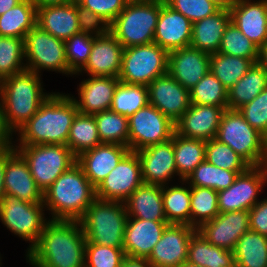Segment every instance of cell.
I'll return each instance as SVG.
<instances>
[{"label": "cell", "mask_w": 267, "mask_h": 267, "mask_svg": "<svg viewBox=\"0 0 267 267\" xmlns=\"http://www.w3.org/2000/svg\"><path fill=\"white\" fill-rule=\"evenodd\" d=\"M237 110L254 129L267 139V87L251 102Z\"/></svg>", "instance_id": "cell-49"}, {"label": "cell", "mask_w": 267, "mask_h": 267, "mask_svg": "<svg viewBox=\"0 0 267 267\" xmlns=\"http://www.w3.org/2000/svg\"><path fill=\"white\" fill-rule=\"evenodd\" d=\"M163 0L129 1L109 25L124 48L153 42Z\"/></svg>", "instance_id": "cell-6"}, {"label": "cell", "mask_w": 267, "mask_h": 267, "mask_svg": "<svg viewBox=\"0 0 267 267\" xmlns=\"http://www.w3.org/2000/svg\"><path fill=\"white\" fill-rule=\"evenodd\" d=\"M129 151L127 146L102 143L78 156L77 163L96 188Z\"/></svg>", "instance_id": "cell-27"}, {"label": "cell", "mask_w": 267, "mask_h": 267, "mask_svg": "<svg viewBox=\"0 0 267 267\" xmlns=\"http://www.w3.org/2000/svg\"><path fill=\"white\" fill-rule=\"evenodd\" d=\"M128 217L142 220L167 221L164 213L162 186H139L124 202Z\"/></svg>", "instance_id": "cell-29"}, {"label": "cell", "mask_w": 267, "mask_h": 267, "mask_svg": "<svg viewBox=\"0 0 267 267\" xmlns=\"http://www.w3.org/2000/svg\"><path fill=\"white\" fill-rule=\"evenodd\" d=\"M196 228L169 224L147 258L152 267H181L188 258V245Z\"/></svg>", "instance_id": "cell-15"}, {"label": "cell", "mask_w": 267, "mask_h": 267, "mask_svg": "<svg viewBox=\"0 0 267 267\" xmlns=\"http://www.w3.org/2000/svg\"><path fill=\"white\" fill-rule=\"evenodd\" d=\"M168 225L167 221L128 217L123 240L125 255L148 258Z\"/></svg>", "instance_id": "cell-26"}, {"label": "cell", "mask_w": 267, "mask_h": 267, "mask_svg": "<svg viewBox=\"0 0 267 267\" xmlns=\"http://www.w3.org/2000/svg\"><path fill=\"white\" fill-rule=\"evenodd\" d=\"M78 26L81 33L91 36H101L109 31V24L99 15L81 6L76 1Z\"/></svg>", "instance_id": "cell-51"}, {"label": "cell", "mask_w": 267, "mask_h": 267, "mask_svg": "<svg viewBox=\"0 0 267 267\" xmlns=\"http://www.w3.org/2000/svg\"><path fill=\"white\" fill-rule=\"evenodd\" d=\"M31 1L36 5V8H38L48 5H64L74 0H31Z\"/></svg>", "instance_id": "cell-57"}, {"label": "cell", "mask_w": 267, "mask_h": 267, "mask_svg": "<svg viewBox=\"0 0 267 267\" xmlns=\"http://www.w3.org/2000/svg\"><path fill=\"white\" fill-rule=\"evenodd\" d=\"M145 184L168 185L178 176L173 150V136L170 140L153 144L136 151Z\"/></svg>", "instance_id": "cell-16"}, {"label": "cell", "mask_w": 267, "mask_h": 267, "mask_svg": "<svg viewBox=\"0 0 267 267\" xmlns=\"http://www.w3.org/2000/svg\"><path fill=\"white\" fill-rule=\"evenodd\" d=\"M149 103L146 85L125 84L119 82L110 109L129 118Z\"/></svg>", "instance_id": "cell-41"}, {"label": "cell", "mask_w": 267, "mask_h": 267, "mask_svg": "<svg viewBox=\"0 0 267 267\" xmlns=\"http://www.w3.org/2000/svg\"><path fill=\"white\" fill-rule=\"evenodd\" d=\"M190 103L228 107V89L209 71L189 90Z\"/></svg>", "instance_id": "cell-43"}, {"label": "cell", "mask_w": 267, "mask_h": 267, "mask_svg": "<svg viewBox=\"0 0 267 267\" xmlns=\"http://www.w3.org/2000/svg\"><path fill=\"white\" fill-rule=\"evenodd\" d=\"M45 210L44 203H30L6 194L0 202V222L21 240L29 242L28 252L50 220L44 216Z\"/></svg>", "instance_id": "cell-10"}, {"label": "cell", "mask_w": 267, "mask_h": 267, "mask_svg": "<svg viewBox=\"0 0 267 267\" xmlns=\"http://www.w3.org/2000/svg\"><path fill=\"white\" fill-rule=\"evenodd\" d=\"M119 82V78L104 76H89L82 79L77 86L78 97L71 96L78 112L94 115L109 110Z\"/></svg>", "instance_id": "cell-24"}, {"label": "cell", "mask_w": 267, "mask_h": 267, "mask_svg": "<svg viewBox=\"0 0 267 267\" xmlns=\"http://www.w3.org/2000/svg\"><path fill=\"white\" fill-rule=\"evenodd\" d=\"M205 160L216 167L235 171L238 174L245 172L250 167L230 146L215 138L206 141Z\"/></svg>", "instance_id": "cell-46"}, {"label": "cell", "mask_w": 267, "mask_h": 267, "mask_svg": "<svg viewBox=\"0 0 267 267\" xmlns=\"http://www.w3.org/2000/svg\"><path fill=\"white\" fill-rule=\"evenodd\" d=\"M237 176V172L216 167L205 160L194 169L185 181L190 186L212 188L218 192L229 188Z\"/></svg>", "instance_id": "cell-42"}, {"label": "cell", "mask_w": 267, "mask_h": 267, "mask_svg": "<svg viewBox=\"0 0 267 267\" xmlns=\"http://www.w3.org/2000/svg\"><path fill=\"white\" fill-rule=\"evenodd\" d=\"M22 0H0V15H3L9 9H12Z\"/></svg>", "instance_id": "cell-58"}, {"label": "cell", "mask_w": 267, "mask_h": 267, "mask_svg": "<svg viewBox=\"0 0 267 267\" xmlns=\"http://www.w3.org/2000/svg\"><path fill=\"white\" fill-rule=\"evenodd\" d=\"M5 169H6V149L0 151V202L6 195L4 187Z\"/></svg>", "instance_id": "cell-56"}, {"label": "cell", "mask_w": 267, "mask_h": 267, "mask_svg": "<svg viewBox=\"0 0 267 267\" xmlns=\"http://www.w3.org/2000/svg\"><path fill=\"white\" fill-rule=\"evenodd\" d=\"M86 239L79 221L49 220L28 251L32 267H85Z\"/></svg>", "instance_id": "cell-1"}, {"label": "cell", "mask_w": 267, "mask_h": 267, "mask_svg": "<svg viewBox=\"0 0 267 267\" xmlns=\"http://www.w3.org/2000/svg\"><path fill=\"white\" fill-rule=\"evenodd\" d=\"M218 53L258 61L259 48L247 38L231 21L223 34Z\"/></svg>", "instance_id": "cell-45"}, {"label": "cell", "mask_w": 267, "mask_h": 267, "mask_svg": "<svg viewBox=\"0 0 267 267\" xmlns=\"http://www.w3.org/2000/svg\"><path fill=\"white\" fill-rule=\"evenodd\" d=\"M267 87V71L258 63L248 69L228 90V109L237 110L251 102Z\"/></svg>", "instance_id": "cell-32"}, {"label": "cell", "mask_w": 267, "mask_h": 267, "mask_svg": "<svg viewBox=\"0 0 267 267\" xmlns=\"http://www.w3.org/2000/svg\"><path fill=\"white\" fill-rule=\"evenodd\" d=\"M250 230L267 236V198L259 200L249 210Z\"/></svg>", "instance_id": "cell-53"}, {"label": "cell", "mask_w": 267, "mask_h": 267, "mask_svg": "<svg viewBox=\"0 0 267 267\" xmlns=\"http://www.w3.org/2000/svg\"><path fill=\"white\" fill-rule=\"evenodd\" d=\"M101 143L129 147L128 118L111 109L94 114Z\"/></svg>", "instance_id": "cell-39"}, {"label": "cell", "mask_w": 267, "mask_h": 267, "mask_svg": "<svg viewBox=\"0 0 267 267\" xmlns=\"http://www.w3.org/2000/svg\"><path fill=\"white\" fill-rule=\"evenodd\" d=\"M121 267H152L147 258L125 255Z\"/></svg>", "instance_id": "cell-55"}, {"label": "cell", "mask_w": 267, "mask_h": 267, "mask_svg": "<svg viewBox=\"0 0 267 267\" xmlns=\"http://www.w3.org/2000/svg\"><path fill=\"white\" fill-rule=\"evenodd\" d=\"M149 103L175 123L190 107L189 90L169 73L156 78L148 86Z\"/></svg>", "instance_id": "cell-18"}, {"label": "cell", "mask_w": 267, "mask_h": 267, "mask_svg": "<svg viewBox=\"0 0 267 267\" xmlns=\"http://www.w3.org/2000/svg\"><path fill=\"white\" fill-rule=\"evenodd\" d=\"M231 21L258 48L267 42V0H237Z\"/></svg>", "instance_id": "cell-25"}, {"label": "cell", "mask_w": 267, "mask_h": 267, "mask_svg": "<svg viewBox=\"0 0 267 267\" xmlns=\"http://www.w3.org/2000/svg\"><path fill=\"white\" fill-rule=\"evenodd\" d=\"M13 136V133L5 125L3 118V109L0 102V151L16 143L14 142Z\"/></svg>", "instance_id": "cell-54"}, {"label": "cell", "mask_w": 267, "mask_h": 267, "mask_svg": "<svg viewBox=\"0 0 267 267\" xmlns=\"http://www.w3.org/2000/svg\"><path fill=\"white\" fill-rule=\"evenodd\" d=\"M264 167H265L266 172H267V158H266V160H265Z\"/></svg>", "instance_id": "cell-62"}, {"label": "cell", "mask_w": 267, "mask_h": 267, "mask_svg": "<svg viewBox=\"0 0 267 267\" xmlns=\"http://www.w3.org/2000/svg\"><path fill=\"white\" fill-rule=\"evenodd\" d=\"M226 109L228 107L190 104L189 109L175 122V133L204 141L214 139Z\"/></svg>", "instance_id": "cell-21"}, {"label": "cell", "mask_w": 267, "mask_h": 267, "mask_svg": "<svg viewBox=\"0 0 267 267\" xmlns=\"http://www.w3.org/2000/svg\"><path fill=\"white\" fill-rule=\"evenodd\" d=\"M219 9L230 10L237 0H209Z\"/></svg>", "instance_id": "cell-60"}, {"label": "cell", "mask_w": 267, "mask_h": 267, "mask_svg": "<svg viewBox=\"0 0 267 267\" xmlns=\"http://www.w3.org/2000/svg\"><path fill=\"white\" fill-rule=\"evenodd\" d=\"M265 184L267 185V172L264 165L250 166L245 172L238 174L229 188L217 192L219 212L249 211L259 201Z\"/></svg>", "instance_id": "cell-13"}, {"label": "cell", "mask_w": 267, "mask_h": 267, "mask_svg": "<svg viewBox=\"0 0 267 267\" xmlns=\"http://www.w3.org/2000/svg\"><path fill=\"white\" fill-rule=\"evenodd\" d=\"M81 6L99 15L109 25L120 14L129 0H76Z\"/></svg>", "instance_id": "cell-52"}, {"label": "cell", "mask_w": 267, "mask_h": 267, "mask_svg": "<svg viewBox=\"0 0 267 267\" xmlns=\"http://www.w3.org/2000/svg\"><path fill=\"white\" fill-rule=\"evenodd\" d=\"M257 62L267 71V42L259 48Z\"/></svg>", "instance_id": "cell-59"}, {"label": "cell", "mask_w": 267, "mask_h": 267, "mask_svg": "<svg viewBox=\"0 0 267 267\" xmlns=\"http://www.w3.org/2000/svg\"><path fill=\"white\" fill-rule=\"evenodd\" d=\"M190 226L198 229L203 223L213 220L220 212L218 193L212 188L190 186Z\"/></svg>", "instance_id": "cell-40"}, {"label": "cell", "mask_w": 267, "mask_h": 267, "mask_svg": "<svg viewBox=\"0 0 267 267\" xmlns=\"http://www.w3.org/2000/svg\"><path fill=\"white\" fill-rule=\"evenodd\" d=\"M2 257H1V255H0V267L2 266V259H1Z\"/></svg>", "instance_id": "cell-64"}, {"label": "cell", "mask_w": 267, "mask_h": 267, "mask_svg": "<svg viewBox=\"0 0 267 267\" xmlns=\"http://www.w3.org/2000/svg\"><path fill=\"white\" fill-rule=\"evenodd\" d=\"M72 94L52 92L38 111L14 134V145L61 144L67 145L69 130L78 109Z\"/></svg>", "instance_id": "cell-2"}, {"label": "cell", "mask_w": 267, "mask_h": 267, "mask_svg": "<svg viewBox=\"0 0 267 267\" xmlns=\"http://www.w3.org/2000/svg\"><path fill=\"white\" fill-rule=\"evenodd\" d=\"M181 267H201V266H196V265L190 264L188 262H185Z\"/></svg>", "instance_id": "cell-61"}, {"label": "cell", "mask_w": 267, "mask_h": 267, "mask_svg": "<svg viewBox=\"0 0 267 267\" xmlns=\"http://www.w3.org/2000/svg\"><path fill=\"white\" fill-rule=\"evenodd\" d=\"M26 160L36 185L44 193L53 182L77 162L67 145H14Z\"/></svg>", "instance_id": "cell-8"}, {"label": "cell", "mask_w": 267, "mask_h": 267, "mask_svg": "<svg viewBox=\"0 0 267 267\" xmlns=\"http://www.w3.org/2000/svg\"><path fill=\"white\" fill-rule=\"evenodd\" d=\"M25 69L24 39L0 36V81Z\"/></svg>", "instance_id": "cell-44"}, {"label": "cell", "mask_w": 267, "mask_h": 267, "mask_svg": "<svg viewBox=\"0 0 267 267\" xmlns=\"http://www.w3.org/2000/svg\"><path fill=\"white\" fill-rule=\"evenodd\" d=\"M250 230L249 211L219 213L197 231L212 245L233 251L239 238Z\"/></svg>", "instance_id": "cell-17"}, {"label": "cell", "mask_w": 267, "mask_h": 267, "mask_svg": "<svg viewBox=\"0 0 267 267\" xmlns=\"http://www.w3.org/2000/svg\"><path fill=\"white\" fill-rule=\"evenodd\" d=\"M233 252L236 267H267V236L248 230Z\"/></svg>", "instance_id": "cell-36"}, {"label": "cell", "mask_w": 267, "mask_h": 267, "mask_svg": "<svg viewBox=\"0 0 267 267\" xmlns=\"http://www.w3.org/2000/svg\"><path fill=\"white\" fill-rule=\"evenodd\" d=\"M168 73V52L154 42L124 48L120 82L148 86Z\"/></svg>", "instance_id": "cell-9"}, {"label": "cell", "mask_w": 267, "mask_h": 267, "mask_svg": "<svg viewBox=\"0 0 267 267\" xmlns=\"http://www.w3.org/2000/svg\"><path fill=\"white\" fill-rule=\"evenodd\" d=\"M210 55L188 46L168 53V73L185 89H192L210 69Z\"/></svg>", "instance_id": "cell-22"}, {"label": "cell", "mask_w": 267, "mask_h": 267, "mask_svg": "<svg viewBox=\"0 0 267 267\" xmlns=\"http://www.w3.org/2000/svg\"><path fill=\"white\" fill-rule=\"evenodd\" d=\"M142 184L140 159L135 151H129L95 188V195L104 201L124 203Z\"/></svg>", "instance_id": "cell-14"}, {"label": "cell", "mask_w": 267, "mask_h": 267, "mask_svg": "<svg viewBox=\"0 0 267 267\" xmlns=\"http://www.w3.org/2000/svg\"><path fill=\"white\" fill-rule=\"evenodd\" d=\"M173 150L178 180H186L194 169L205 161L206 141L173 134Z\"/></svg>", "instance_id": "cell-34"}, {"label": "cell", "mask_w": 267, "mask_h": 267, "mask_svg": "<svg viewBox=\"0 0 267 267\" xmlns=\"http://www.w3.org/2000/svg\"><path fill=\"white\" fill-rule=\"evenodd\" d=\"M127 219L125 203L96 198L79 222L86 241L123 248Z\"/></svg>", "instance_id": "cell-5"}, {"label": "cell", "mask_w": 267, "mask_h": 267, "mask_svg": "<svg viewBox=\"0 0 267 267\" xmlns=\"http://www.w3.org/2000/svg\"><path fill=\"white\" fill-rule=\"evenodd\" d=\"M252 65L250 59L217 52L210 55L209 71L229 90Z\"/></svg>", "instance_id": "cell-38"}, {"label": "cell", "mask_w": 267, "mask_h": 267, "mask_svg": "<svg viewBox=\"0 0 267 267\" xmlns=\"http://www.w3.org/2000/svg\"><path fill=\"white\" fill-rule=\"evenodd\" d=\"M26 69L42 75V70L74 75L68 67L64 40L58 39L39 26L31 29L24 39Z\"/></svg>", "instance_id": "cell-11"}, {"label": "cell", "mask_w": 267, "mask_h": 267, "mask_svg": "<svg viewBox=\"0 0 267 267\" xmlns=\"http://www.w3.org/2000/svg\"><path fill=\"white\" fill-rule=\"evenodd\" d=\"M102 144L99 139L97 125L94 115L77 112L69 130L67 146L77 158L85 151H88Z\"/></svg>", "instance_id": "cell-37"}, {"label": "cell", "mask_w": 267, "mask_h": 267, "mask_svg": "<svg viewBox=\"0 0 267 267\" xmlns=\"http://www.w3.org/2000/svg\"><path fill=\"white\" fill-rule=\"evenodd\" d=\"M187 262L201 267H236L233 251L212 245L198 231L190 239Z\"/></svg>", "instance_id": "cell-31"}, {"label": "cell", "mask_w": 267, "mask_h": 267, "mask_svg": "<svg viewBox=\"0 0 267 267\" xmlns=\"http://www.w3.org/2000/svg\"><path fill=\"white\" fill-rule=\"evenodd\" d=\"M231 22L230 10L216 13L192 24L191 47L209 54L217 53L227 25Z\"/></svg>", "instance_id": "cell-30"}, {"label": "cell", "mask_w": 267, "mask_h": 267, "mask_svg": "<svg viewBox=\"0 0 267 267\" xmlns=\"http://www.w3.org/2000/svg\"><path fill=\"white\" fill-rule=\"evenodd\" d=\"M95 199V187L77 162L43 193L51 220L79 221Z\"/></svg>", "instance_id": "cell-3"}, {"label": "cell", "mask_w": 267, "mask_h": 267, "mask_svg": "<svg viewBox=\"0 0 267 267\" xmlns=\"http://www.w3.org/2000/svg\"><path fill=\"white\" fill-rule=\"evenodd\" d=\"M41 76L23 70L0 81V102L6 127L14 133L38 111L52 93L44 92Z\"/></svg>", "instance_id": "cell-4"}, {"label": "cell", "mask_w": 267, "mask_h": 267, "mask_svg": "<svg viewBox=\"0 0 267 267\" xmlns=\"http://www.w3.org/2000/svg\"><path fill=\"white\" fill-rule=\"evenodd\" d=\"M180 183L162 186L164 213L169 224L190 225V185L185 180Z\"/></svg>", "instance_id": "cell-35"}, {"label": "cell", "mask_w": 267, "mask_h": 267, "mask_svg": "<svg viewBox=\"0 0 267 267\" xmlns=\"http://www.w3.org/2000/svg\"><path fill=\"white\" fill-rule=\"evenodd\" d=\"M37 8L31 0H22L12 9L0 15V36L25 39L36 26Z\"/></svg>", "instance_id": "cell-33"}, {"label": "cell", "mask_w": 267, "mask_h": 267, "mask_svg": "<svg viewBox=\"0 0 267 267\" xmlns=\"http://www.w3.org/2000/svg\"><path fill=\"white\" fill-rule=\"evenodd\" d=\"M36 25L64 41L80 33L76 0L64 5L38 7Z\"/></svg>", "instance_id": "cell-28"}, {"label": "cell", "mask_w": 267, "mask_h": 267, "mask_svg": "<svg viewBox=\"0 0 267 267\" xmlns=\"http://www.w3.org/2000/svg\"><path fill=\"white\" fill-rule=\"evenodd\" d=\"M123 50L122 44L110 31L104 35L94 37L87 63L74 75L80 76V74L87 73V76L118 78Z\"/></svg>", "instance_id": "cell-20"}, {"label": "cell", "mask_w": 267, "mask_h": 267, "mask_svg": "<svg viewBox=\"0 0 267 267\" xmlns=\"http://www.w3.org/2000/svg\"><path fill=\"white\" fill-rule=\"evenodd\" d=\"M124 257L123 248L102 246L86 241L85 267H121Z\"/></svg>", "instance_id": "cell-48"}, {"label": "cell", "mask_w": 267, "mask_h": 267, "mask_svg": "<svg viewBox=\"0 0 267 267\" xmlns=\"http://www.w3.org/2000/svg\"><path fill=\"white\" fill-rule=\"evenodd\" d=\"M192 22L168 6L164 0L156 25L153 42L168 53L191 44Z\"/></svg>", "instance_id": "cell-23"}, {"label": "cell", "mask_w": 267, "mask_h": 267, "mask_svg": "<svg viewBox=\"0 0 267 267\" xmlns=\"http://www.w3.org/2000/svg\"><path fill=\"white\" fill-rule=\"evenodd\" d=\"M94 36L78 33L64 41L69 70L77 74L87 63Z\"/></svg>", "instance_id": "cell-47"}, {"label": "cell", "mask_w": 267, "mask_h": 267, "mask_svg": "<svg viewBox=\"0 0 267 267\" xmlns=\"http://www.w3.org/2000/svg\"><path fill=\"white\" fill-rule=\"evenodd\" d=\"M5 193L30 203H43V192L38 188L24 157L14 144L6 148L4 175Z\"/></svg>", "instance_id": "cell-19"}, {"label": "cell", "mask_w": 267, "mask_h": 267, "mask_svg": "<svg viewBox=\"0 0 267 267\" xmlns=\"http://www.w3.org/2000/svg\"><path fill=\"white\" fill-rule=\"evenodd\" d=\"M129 148L138 151L172 138L175 123L148 103L128 118Z\"/></svg>", "instance_id": "cell-12"}, {"label": "cell", "mask_w": 267, "mask_h": 267, "mask_svg": "<svg viewBox=\"0 0 267 267\" xmlns=\"http://www.w3.org/2000/svg\"><path fill=\"white\" fill-rule=\"evenodd\" d=\"M129 1H154V0H129Z\"/></svg>", "instance_id": "cell-63"}, {"label": "cell", "mask_w": 267, "mask_h": 267, "mask_svg": "<svg viewBox=\"0 0 267 267\" xmlns=\"http://www.w3.org/2000/svg\"><path fill=\"white\" fill-rule=\"evenodd\" d=\"M215 139L230 146L250 166L264 165L267 158V139L238 110L224 111Z\"/></svg>", "instance_id": "cell-7"}, {"label": "cell", "mask_w": 267, "mask_h": 267, "mask_svg": "<svg viewBox=\"0 0 267 267\" xmlns=\"http://www.w3.org/2000/svg\"><path fill=\"white\" fill-rule=\"evenodd\" d=\"M164 2L182 13L192 23L211 16L219 10L209 0H164Z\"/></svg>", "instance_id": "cell-50"}]
</instances>
